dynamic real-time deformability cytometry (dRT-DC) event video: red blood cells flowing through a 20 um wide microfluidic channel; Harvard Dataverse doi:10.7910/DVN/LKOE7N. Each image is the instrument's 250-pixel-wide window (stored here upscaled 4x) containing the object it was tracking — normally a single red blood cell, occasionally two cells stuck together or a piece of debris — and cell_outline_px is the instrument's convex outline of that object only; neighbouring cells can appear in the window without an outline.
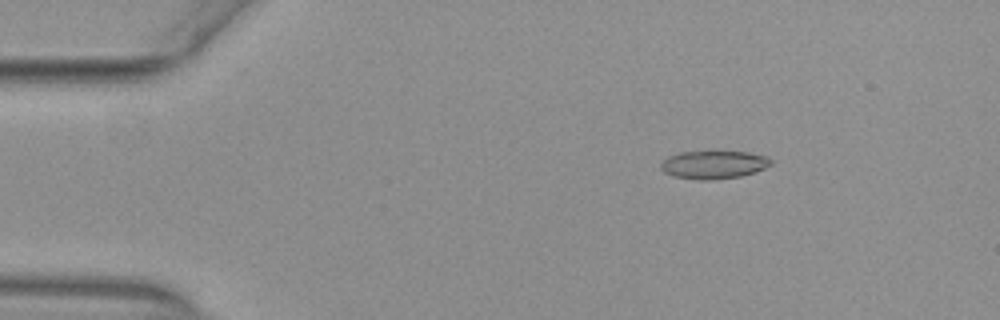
{"species": "common noctule bat (a hibernating species)", "species_latin": "Nyctalus noctula", "temperature_condition": "warm", "stored_images_in_passage": 54, "camera_frame_rate_fps": 3000, "um_per_image_px": 0.085, "animal": {"sex": "female", "body_mass_g": 29.2, "forearm_length_mm": 56.3}, "frame": {"image": 1, "passage_image": 9, "time_ms": 2.667, "image_size_px": [1000, 320], "cell_outline_px": [[772, 164], [756, 172], [740, 176], [712, 180], [700, 180], [676, 176], [664, 172], [660, 168], [660, 164], [668, 156], [680, 152], [708, 148], [712, 148], [748, 152], [768, 156], [772, 160]], "centroid_in_image_um": [60.68, 13.93], "position_along_channel_um": 24.3, "area_um2": 18.96}}
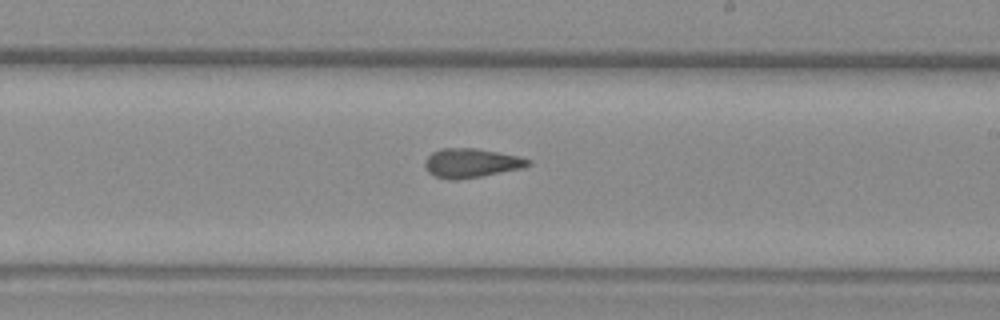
{"frame": {"image": 2, "passage_image": 32, "time_ms": 10.333, "image_size_px": [1000, 320], "cell_outline_px": [[532, 164], [524, 168], [460, 180], [448, 180], [436, 176], [428, 172], [424, 168], [424, 160], [432, 152], [440, 148], [476, 148], [520, 156], [532, 160]], "centroid_in_image_um": [40.06, 13.86], "position_along_channel_um": 248.9, "area_um2": 17.86}}
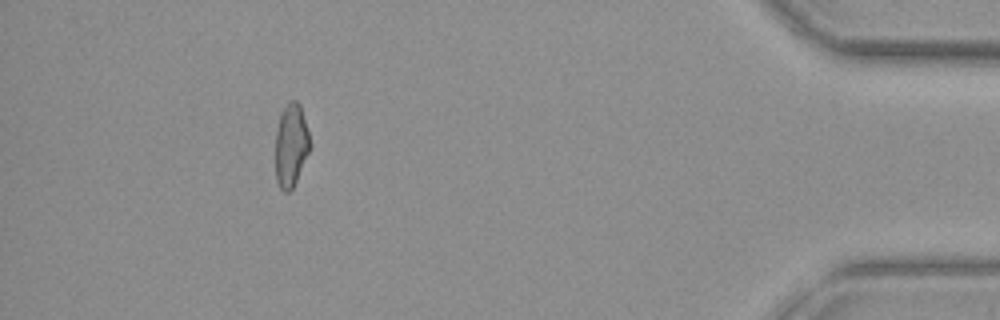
{"frame": {"image": 3, "passage_image": 49, "time_ms": 16.0, "image_size_px": [1000, 320], "cell_outline_px": [[308, 152], [296, 180], [292, 188], [288, 192], [284, 192], [280, 188], [276, 180], [276, 128], [280, 112], [288, 100], [296, 100], [300, 104], [308, 132]], "centroid_in_image_um": [24.7, 12.3], "position_along_channel_um": 410.5, "area_um2": 16.42}, "authors_computed_cell_mechanics": {"area_um2": 17.7157, "velocity_mm_per_s": 3.9235, "shape_relaxation_time_tau1_ms": null, "shape_relaxation_time_tau2_ms": 2.5351, "deformation_change_tau1": null, "deformation_change_tau2": 0.1046}}